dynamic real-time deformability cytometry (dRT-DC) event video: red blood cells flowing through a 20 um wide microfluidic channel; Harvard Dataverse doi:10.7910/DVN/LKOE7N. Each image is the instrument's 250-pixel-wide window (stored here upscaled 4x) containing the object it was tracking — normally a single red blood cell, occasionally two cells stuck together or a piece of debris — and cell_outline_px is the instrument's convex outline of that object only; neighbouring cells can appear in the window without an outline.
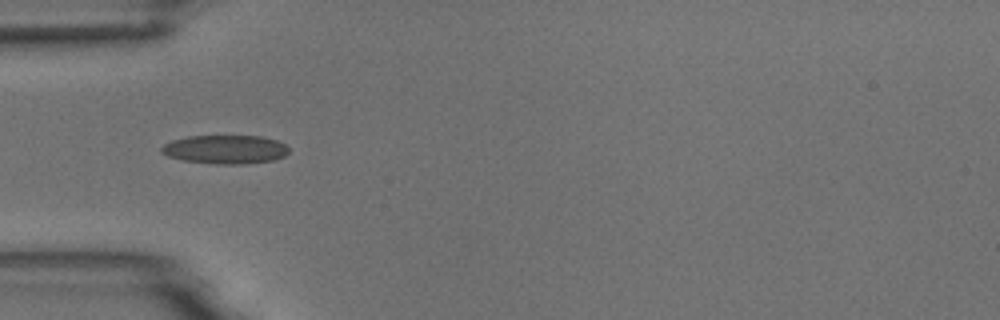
{"species": "common noctule bat (a hibernating species)", "species_latin": "Nyctalus noctula", "temperature_condition": "room temperature", "stored_images_in_passage": 10, "camera_frame_rate_fps": 3000, "um_per_image_px": 0.085, "animal": {"sex": "male", "body_mass_g": 18.8}, "frame": {"image": 1, "passage_image": 5, "time_ms": 5.667, "image_size_px": [1000, 320], "cell_outline_px": [[288, 152], [284, 156], [272, 160], [244, 164], [216, 164], [184, 160], [168, 156], [160, 152], [160, 148], [164, 144], [172, 140], [188, 136], [260, 136], [276, 140], [284, 144], [288, 148]], "centroid_in_image_um": [19.12, 12.7], "position_along_channel_um": 65.9, "area_um2": 21.21}}
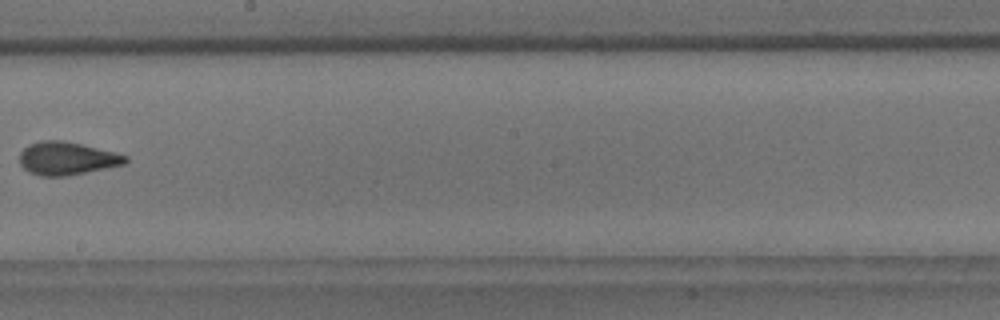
{"frame": {"image": 2, "passage_image": 9, "time_ms": 10.333, "image_size_px": [1000, 320], "cell_outline_px": [[128, 160], [124, 164], [64, 176], [40, 176], [28, 172], [20, 164], [20, 152], [28, 144], [44, 140], [60, 140], [80, 144], [116, 152], [128, 156]], "centroid_in_image_um": [5.66, 13.46], "position_along_channel_um": 242.5, "area_um2": 20.17}}